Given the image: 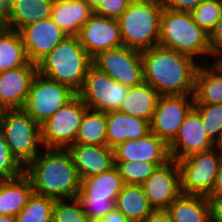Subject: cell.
<instances>
[{"instance_id": "obj_10", "label": "cell", "mask_w": 222, "mask_h": 222, "mask_svg": "<svg viewBox=\"0 0 222 222\" xmlns=\"http://www.w3.org/2000/svg\"><path fill=\"white\" fill-rule=\"evenodd\" d=\"M76 94L68 86L50 80L37 72L31 82L23 109L41 125Z\"/></svg>"}, {"instance_id": "obj_36", "label": "cell", "mask_w": 222, "mask_h": 222, "mask_svg": "<svg viewBox=\"0 0 222 222\" xmlns=\"http://www.w3.org/2000/svg\"><path fill=\"white\" fill-rule=\"evenodd\" d=\"M23 174V167L11 155L0 130V181L12 180Z\"/></svg>"}, {"instance_id": "obj_8", "label": "cell", "mask_w": 222, "mask_h": 222, "mask_svg": "<svg viewBox=\"0 0 222 222\" xmlns=\"http://www.w3.org/2000/svg\"><path fill=\"white\" fill-rule=\"evenodd\" d=\"M88 106L76 94L51 118L40 125L43 148L67 149L74 144Z\"/></svg>"}, {"instance_id": "obj_34", "label": "cell", "mask_w": 222, "mask_h": 222, "mask_svg": "<svg viewBox=\"0 0 222 222\" xmlns=\"http://www.w3.org/2000/svg\"><path fill=\"white\" fill-rule=\"evenodd\" d=\"M195 23L210 34L222 15L219 0H203L192 12Z\"/></svg>"}, {"instance_id": "obj_47", "label": "cell", "mask_w": 222, "mask_h": 222, "mask_svg": "<svg viewBox=\"0 0 222 222\" xmlns=\"http://www.w3.org/2000/svg\"><path fill=\"white\" fill-rule=\"evenodd\" d=\"M0 222H17L16 216L0 215Z\"/></svg>"}, {"instance_id": "obj_6", "label": "cell", "mask_w": 222, "mask_h": 222, "mask_svg": "<svg viewBox=\"0 0 222 222\" xmlns=\"http://www.w3.org/2000/svg\"><path fill=\"white\" fill-rule=\"evenodd\" d=\"M0 130L11 155L23 168L43 149L40 125L24 109L5 110Z\"/></svg>"}, {"instance_id": "obj_27", "label": "cell", "mask_w": 222, "mask_h": 222, "mask_svg": "<svg viewBox=\"0 0 222 222\" xmlns=\"http://www.w3.org/2000/svg\"><path fill=\"white\" fill-rule=\"evenodd\" d=\"M159 96L154 88L143 82L129 89V93L122 101L118 111L150 122Z\"/></svg>"}, {"instance_id": "obj_45", "label": "cell", "mask_w": 222, "mask_h": 222, "mask_svg": "<svg viewBox=\"0 0 222 222\" xmlns=\"http://www.w3.org/2000/svg\"><path fill=\"white\" fill-rule=\"evenodd\" d=\"M88 5L89 7L95 11L99 6L100 4L103 2V0H84Z\"/></svg>"}, {"instance_id": "obj_43", "label": "cell", "mask_w": 222, "mask_h": 222, "mask_svg": "<svg viewBox=\"0 0 222 222\" xmlns=\"http://www.w3.org/2000/svg\"><path fill=\"white\" fill-rule=\"evenodd\" d=\"M9 3L6 0H0V26L7 28Z\"/></svg>"}, {"instance_id": "obj_21", "label": "cell", "mask_w": 222, "mask_h": 222, "mask_svg": "<svg viewBox=\"0 0 222 222\" xmlns=\"http://www.w3.org/2000/svg\"><path fill=\"white\" fill-rule=\"evenodd\" d=\"M107 146L116 148L127 140L139 139L150 132V122L120 111L106 112Z\"/></svg>"}, {"instance_id": "obj_33", "label": "cell", "mask_w": 222, "mask_h": 222, "mask_svg": "<svg viewBox=\"0 0 222 222\" xmlns=\"http://www.w3.org/2000/svg\"><path fill=\"white\" fill-rule=\"evenodd\" d=\"M200 114L204 130L215 143L222 132V104H194Z\"/></svg>"}, {"instance_id": "obj_17", "label": "cell", "mask_w": 222, "mask_h": 222, "mask_svg": "<svg viewBox=\"0 0 222 222\" xmlns=\"http://www.w3.org/2000/svg\"><path fill=\"white\" fill-rule=\"evenodd\" d=\"M19 32L30 63L36 65L68 37L51 18L26 25Z\"/></svg>"}, {"instance_id": "obj_25", "label": "cell", "mask_w": 222, "mask_h": 222, "mask_svg": "<svg viewBox=\"0 0 222 222\" xmlns=\"http://www.w3.org/2000/svg\"><path fill=\"white\" fill-rule=\"evenodd\" d=\"M207 63H200L195 75L194 104H222V71Z\"/></svg>"}, {"instance_id": "obj_1", "label": "cell", "mask_w": 222, "mask_h": 222, "mask_svg": "<svg viewBox=\"0 0 222 222\" xmlns=\"http://www.w3.org/2000/svg\"><path fill=\"white\" fill-rule=\"evenodd\" d=\"M141 53L144 82L160 96L194 94L197 60L159 45Z\"/></svg>"}, {"instance_id": "obj_23", "label": "cell", "mask_w": 222, "mask_h": 222, "mask_svg": "<svg viewBox=\"0 0 222 222\" xmlns=\"http://www.w3.org/2000/svg\"><path fill=\"white\" fill-rule=\"evenodd\" d=\"M166 211L172 222H214L211 201L202 195L181 193Z\"/></svg>"}, {"instance_id": "obj_3", "label": "cell", "mask_w": 222, "mask_h": 222, "mask_svg": "<svg viewBox=\"0 0 222 222\" xmlns=\"http://www.w3.org/2000/svg\"><path fill=\"white\" fill-rule=\"evenodd\" d=\"M92 64L78 37L68 36L37 64V72L78 93Z\"/></svg>"}, {"instance_id": "obj_35", "label": "cell", "mask_w": 222, "mask_h": 222, "mask_svg": "<svg viewBox=\"0 0 222 222\" xmlns=\"http://www.w3.org/2000/svg\"><path fill=\"white\" fill-rule=\"evenodd\" d=\"M68 201V202H67ZM52 222H92L77 199L55 200Z\"/></svg>"}, {"instance_id": "obj_16", "label": "cell", "mask_w": 222, "mask_h": 222, "mask_svg": "<svg viewBox=\"0 0 222 222\" xmlns=\"http://www.w3.org/2000/svg\"><path fill=\"white\" fill-rule=\"evenodd\" d=\"M213 147L215 143L206 134L200 114L193 108L181 124L174 140L168 145V150L170 158L178 161Z\"/></svg>"}, {"instance_id": "obj_24", "label": "cell", "mask_w": 222, "mask_h": 222, "mask_svg": "<svg viewBox=\"0 0 222 222\" xmlns=\"http://www.w3.org/2000/svg\"><path fill=\"white\" fill-rule=\"evenodd\" d=\"M54 0H11L7 28L20 31L24 26L51 18Z\"/></svg>"}, {"instance_id": "obj_38", "label": "cell", "mask_w": 222, "mask_h": 222, "mask_svg": "<svg viewBox=\"0 0 222 222\" xmlns=\"http://www.w3.org/2000/svg\"><path fill=\"white\" fill-rule=\"evenodd\" d=\"M163 9L191 13L203 0H158Z\"/></svg>"}, {"instance_id": "obj_20", "label": "cell", "mask_w": 222, "mask_h": 222, "mask_svg": "<svg viewBox=\"0 0 222 222\" xmlns=\"http://www.w3.org/2000/svg\"><path fill=\"white\" fill-rule=\"evenodd\" d=\"M67 150L80 180L104 173L115 166L114 149L108 146L72 144Z\"/></svg>"}, {"instance_id": "obj_40", "label": "cell", "mask_w": 222, "mask_h": 222, "mask_svg": "<svg viewBox=\"0 0 222 222\" xmlns=\"http://www.w3.org/2000/svg\"><path fill=\"white\" fill-rule=\"evenodd\" d=\"M212 204V218L214 222H222V195H209Z\"/></svg>"}, {"instance_id": "obj_41", "label": "cell", "mask_w": 222, "mask_h": 222, "mask_svg": "<svg viewBox=\"0 0 222 222\" xmlns=\"http://www.w3.org/2000/svg\"><path fill=\"white\" fill-rule=\"evenodd\" d=\"M143 222H172L166 210H153Z\"/></svg>"}, {"instance_id": "obj_14", "label": "cell", "mask_w": 222, "mask_h": 222, "mask_svg": "<svg viewBox=\"0 0 222 222\" xmlns=\"http://www.w3.org/2000/svg\"><path fill=\"white\" fill-rule=\"evenodd\" d=\"M141 188L154 210H166L181 194L180 169L177 161L171 159L159 167Z\"/></svg>"}, {"instance_id": "obj_37", "label": "cell", "mask_w": 222, "mask_h": 222, "mask_svg": "<svg viewBox=\"0 0 222 222\" xmlns=\"http://www.w3.org/2000/svg\"><path fill=\"white\" fill-rule=\"evenodd\" d=\"M131 1L132 0H103L94 13L109 19L118 20Z\"/></svg>"}, {"instance_id": "obj_31", "label": "cell", "mask_w": 222, "mask_h": 222, "mask_svg": "<svg viewBox=\"0 0 222 222\" xmlns=\"http://www.w3.org/2000/svg\"><path fill=\"white\" fill-rule=\"evenodd\" d=\"M55 199L32 193L16 216L17 222H52Z\"/></svg>"}, {"instance_id": "obj_26", "label": "cell", "mask_w": 222, "mask_h": 222, "mask_svg": "<svg viewBox=\"0 0 222 222\" xmlns=\"http://www.w3.org/2000/svg\"><path fill=\"white\" fill-rule=\"evenodd\" d=\"M32 193L31 182L24 174L12 180L0 181V215L17 216Z\"/></svg>"}, {"instance_id": "obj_2", "label": "cell", "mask_w": 222, "mask_h": 222, "mask_svg": "<svg viewBox=\"0 0 222 222\" xmlns=\"http://www.w3.org/2000/svg\"><path fill=\"white\" fill-rule=\"evenodd\" d=\"M33 192L55 200L77 198L81 180L67 149L44 148L23 168Z\"/></svg>"}, {"instance_id": "obj_13", "label": "cell", "mask_w": 222, "mask_h": 222, "mask_svg": "<svg viewBox=\"0 0 222 222\" xmlns=\"http://www.w3.org/2000/svg\"><path fill=\"white\" fill-rule=\"evenodd\" d=\"M193 108L194 94L159 96L150 121V132L169 145Z\"/></svg>"}, {"instance_id": "obj_5", "label": "cell", "mask_w": 222, "mask_h": 222, "mask_svg": "<svg viewBox=\"0 0 222 222\" xmlns=\"http://www.w3.org/2000/svg\"><path fill=\"white\" fill-rule=\"evenodd\" d=\"M162 11L158 0H132L118 19L123 46L143 51L158 45Z\"/></svg>"}, {"instance_id": "obj_19", "label": "cell", "mask_w": 222, "mask_h": 222, "mask_svg": "<svg viewBox=\"0 0 222 222\" xmlns=\"http://www.w3.org/2000/svg\"><path fill=\"white\" fill-rule=\"evenodd\" d=\"M37 74V65L28 63L0 72V106L5 110L23 109L31 82Z\"/></svg>"}, {"instance_id": "obj_42", "label": "cell", "mask_w": 222, "mask_h": 222, "mask_svg": "<svg viewBox=\"0 0 222 222\" xmlns=\"http://www.w3.org/2000/svg\"><path fill=\"white\" fill-rule=\"evenodd\" d=\"M94 222H129L127 218L115 207L103 219Z\"/></svg>"}, {"instance_id": "obj_15", "label": "cell", "mask_w": 222, "mask_h": 222, "mask_svg": "<svg viewBox=\"0 0 222 222\" xmlns=\"http://www.w3.org/2000/svg\"><path fill=\"white\" fill-rule=\"evenodd\" d=\"M77 37L92 58L99 52L123 46L118 20L95 13L82 26Z\"/></svg>"}, {"instance_id": "obj_9", "label": "cell", "mask_w": 222, "mask_h": 222, "mask_svg": "<svg viewBox=\"0 0 222 222\" xmlns=\"http://www.w3.org/2000/svg\"><path fill=\"white\" fill-rule=\"evenodd\" d=\"M222 155L213 147L178 160L181 193L208 197L216 180Z\"/></svg>"}, {"instance_id": "obj_49", "label": "cell", "mask_w": 222, "mask_h": 222, "mask_svg": "<svg viewBox=\"0 0 222 222\" xmlns=\"http://www.w3.org/2000/svg\"><path fill=\"white\" fill-rule=\"evenodd\" d=\"M4 113H5V109L2 106H0V129H1Z\"/></svg>"}, {"instance_id": "obj_12", "label": "cell", "mask_w": 222, "mask_h": 222, "mask_svg": "<svg viewBox=\"0 0 222 222\" xmlns=\"http://www.w3.org/2000/svg\"><path fill=\"white\" fill-rule=\"evenodd\" d=\"M93 65L118 83L133 87L144 82L142 53L125 46L99 52Z\"/></svg>"}, {"instance_id": "obj_4", "label": "cell", "mask_w": 222, "mask_h": 222, "mask_svg": "<svg viewBox=\"0 0 222 222\" xmlns=\"http://www.w3.org/2000/svg\"><path fill=\"white\" fill-rule=\"evenodd\" d=\"M158 45L194 59L198 57L199 63H205L208 59L203 55L212 56L210 35L195 23L189 12L163 9Z\"/></svg>"}, {"instance_id": "obj_50", "label": "cell", "mask_w": 222, "mask_h": 222, "mask_svg": "<svg viewBox=\"0 0 222 222\" xmlns=\"http://www.w3.org/2000/svg\"><path fill=\"white\" fill-rule=\"evenodd\" d=\"M219 2H220V6H221V8H222V0H219Z\"/></svg>"}, {"instance_id": "obj_28", "label": "cell", "mask_w": 222, "mask_h": 222, "mask_svg": "<svg viewBox=\"0 0 222 222\" xmlns=\"http://www.w3.org/2000/svg\"><path fill=\"white\" fill-rule=\"evenodd\" d=\"M115 203L116 208L129 222H143L154 210L144 195L141 185L124 184Z\"/></svg>"}, {"instance_id": "obj_29", "label": "cell", "mask_w": 222, "mask_h": 222, "mask_svg": "<svg viewBox=\"0 0 222 222\" xmlns=\"http://www.w3.org/2000/svg\"><path fill=\"white\" fill-rule=\"evenodd\" d=\"M19 31L0 30V72L25 66L29 63Z\"/></svg>"}, {"instance_id": "obj_44", "label": "cell", "mask_w": 222, "mask_h": 222, "mask_svg": "<svg viewBox=\"0 0 222 222\" xmlns=\"http://www.w3.org/2000/svg\"><path fill=\"white\" fill-rule=\"evenodd\" d=\"M210 195H222V159L219 163L215 184Z\"/></svg>"}, {"instance_id": "obj_32", "label": "cell", "mask_w": 222, "mask_h": 222, "mask_svg": "<svg viewBox=\"0 0 222 222\" xmlns=\"http://www.w3.org/2000/svg\"><path fill=\"white\" fill-rule=\"evenodd\" d=\"M124 184L142 185L157 169L155 164L146 162H115Z\"/></svg>"}, {"instance_id": "obj_7", "label": "cell", "mask_w": 222, "mask_h": 222, "mask_svg": "<svg viewBox=\"0 0 222 222\" xmlns=\"http://www.w3.org/2000/svg\"><path fill=\"white\" fill-rule=\"evenodd\" d=\"M124 182L115 166L101 174L81 179L77 199L84 213L94 222L103 219L116 206Z\"/></svg>"}, {"instance_id": "obj_30", "label": "cell", "mask_w": 222, "mask_h": 222, "mask_svg": "<svg viewBox=\"0 0 222 222\" xmlns=\"http://www.w3.org/2000/svg\"><path fill=\"white\" fill-rule=\"evenodd\" d=\"M74 144L107 146L106 112L89 109L78 128Z\"/></svg>"}, {"instance_id": "obj_22", "label": "cell", "mask_w": 222, "mask_h": 222, "mask_svg": "<svg viewBox=\"0 0 222 222\" xmlns=\"http://www.w3.org/2000/svg\"><path fill=\"white\" fill-rule=\"evenodd\" d=\"M93 14L84 0H54L51 19L67 36H77Z\"/></svg>"}, {"instance_id": "obj_46", "label": "cell", "mask_w": 222, "mask_h": 222, "mask_svg": "<svg viewBox=\"0 0 222 222\" xmlns=\"http://www.w3.org/2000/svg\"><path fill=\"white\" fill-rule=\"evenodd\" d=\"M215 60L212 62L222 71V51L214 55Z\"/></svg>"}, {"instance_id": "obj_11", "label": "cell", "mask_w": 222, "mask_h": 222, "mask_svg": "<svg viewBox=\"0 0 222 222\" xmlns=\"http://www.w3.org/2000/svg\"><path fill=\"white\" fill-rule=\"evenodd\" d=\"M129 89L92 64L88 69L84 84L77 94L89 109L109 112L120 109Z\"/></svg>"}, {"instance_id": "obj_48", "label": "cell", "mask_w": 222, "mask_h": 222, "mask_svg": "<svg viewBox=\"0 0 222 222\" xmlns=\"http://www.w3.org/2000/svg\"><path fill=\"white\" fill-rule=\"evenodd\" d=\"M215 148L219 151V153L222 155V132L218 140L215 142Z\"/></svg>"}, {"instance_id": "obj_39", "label": "cell", "mask_w": 222, "mask_h": 222, "mask_svg": "<svg viewBox=\"0 0 222 222\" xmlns=\"http://www.w3.org/2000/svg\"><path fill=\"white\" fill-rule=\"evenodd\" d=\"M210 35L212 57L222 51V15Z\"/></svg>"}, {"instance_id": "obj_18", "label": "cell", "mask_w": 222, "mask_h": 222, "mask_svg": "<svg viewBox=\"0 0 222 222\" xmlns=\"http://www.w3.org/2000/svg\"><path fill=\"white\" fill-rule=\"evenodd\" d=\"M115 162H146L158 168L171 160L168 145L154 133L127 140L114 148Z\"/></svg>"}]
</instances>
